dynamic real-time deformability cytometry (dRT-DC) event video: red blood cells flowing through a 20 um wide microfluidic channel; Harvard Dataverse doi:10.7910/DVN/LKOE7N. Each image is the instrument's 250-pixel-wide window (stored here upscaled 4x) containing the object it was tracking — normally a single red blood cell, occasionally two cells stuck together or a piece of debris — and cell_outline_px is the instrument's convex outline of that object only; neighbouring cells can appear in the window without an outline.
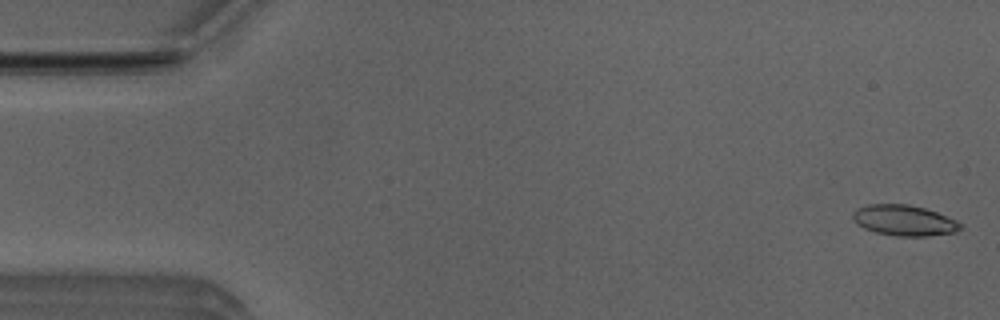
{"species": "Egyptian fruit bat (a non-hibernating species)", "species_latin": "Rousettus aegyptiacus", "temperature_condition": "room temperature", "stored_images_in_passage": 5, "camera_frame_rate_fps": 3000, "um_per_image_px": 0.085, "animal": {"sex": "male"}, "frame": {"image": 1, "passage_image": 1, "time_ms": 0.0, "image_size_px": [1000, 320], "cell_outline_px": [[964, 228], [956, 232], [928, 236], [896, 236], [876, 232], [864, 228], [856, 224], [852, 220], [852, 212], [856, 208], [868, 204], [908, 204], [924, 208], [936, 212], [956, 220]], "centroid_in_image_um": [76.82, 18.73], "position_along_channel_um": 8.2, "area_um2": 19.36}}